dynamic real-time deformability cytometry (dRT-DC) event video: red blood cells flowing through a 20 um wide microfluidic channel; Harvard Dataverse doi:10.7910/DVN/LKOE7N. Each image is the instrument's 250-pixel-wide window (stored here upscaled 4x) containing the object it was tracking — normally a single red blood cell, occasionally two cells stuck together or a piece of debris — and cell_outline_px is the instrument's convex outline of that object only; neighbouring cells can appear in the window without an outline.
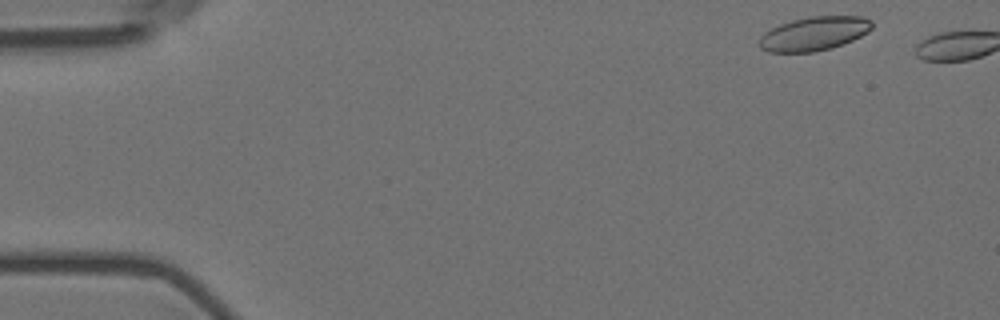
{"species": "Egyptian fruit bat (a non-hibernating species)", "species_latin": "Rousettus aegyptiacus", "temperature_condition": "room temperature", "stored_images_in_passage": 4, "camera_frame_rate_fps": 3000, "um_per_image_px": 0.085, "animal": {"sex": "female"}, "frame": {"image": 1, "passage_image": 2, "time_ms": 0.333, "image_size_px": [1000, 320], "cell_outline_px": [[872, 28], [868, 32], [844, 44], [832, 48], [816, 52], [768, 52], [760, 48], [760, 36], [764, 32], [780, 24], [792, 20], [808, 16], [864, 16], [872, 20]], "centroid_in_image_um": [69.21, 2.86], "position_along_channel_um": 15.8, "area_um2": 22.43}}